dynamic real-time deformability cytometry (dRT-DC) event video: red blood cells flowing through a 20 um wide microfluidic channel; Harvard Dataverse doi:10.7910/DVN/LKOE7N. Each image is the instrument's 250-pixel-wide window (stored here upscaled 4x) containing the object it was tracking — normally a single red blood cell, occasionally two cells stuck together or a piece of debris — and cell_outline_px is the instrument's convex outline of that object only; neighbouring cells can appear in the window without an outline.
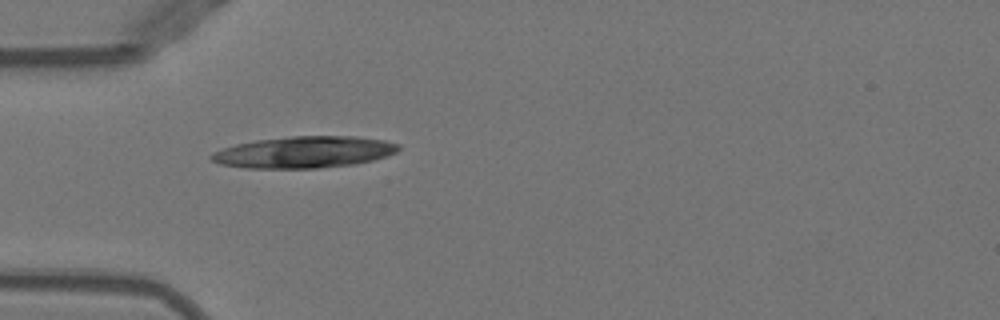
{"species": "Egyptian fruit bat (a non-hibernating species)", "species_latin": "Rousettus aegyptiacus", "temperature_condition": "warm", "stored_images_in_passage": 36, "camera_frame_rate_fps": 3000, "um_per_image_px": 0.085, "animal": {"sex": "female"}, "frame": {"image": 1, "passage_image": 1, "time_ms": 0.0, "image_size_px": [1000, 320], "cell_outline_px": [[400, 148], [396, 152], [372, 160], [352, 164], [316, 168], [244, 168], [220, 164], [212, 160], [208, 156], [212, 152], [236, 144], [256, 140], [292, 136], [356, 136], [384, 140], [400, 144]], "centroid_in_image_um": [25.83, 12.93], "position_along_channel_um": 59.2, "area_um2": 34.33}}